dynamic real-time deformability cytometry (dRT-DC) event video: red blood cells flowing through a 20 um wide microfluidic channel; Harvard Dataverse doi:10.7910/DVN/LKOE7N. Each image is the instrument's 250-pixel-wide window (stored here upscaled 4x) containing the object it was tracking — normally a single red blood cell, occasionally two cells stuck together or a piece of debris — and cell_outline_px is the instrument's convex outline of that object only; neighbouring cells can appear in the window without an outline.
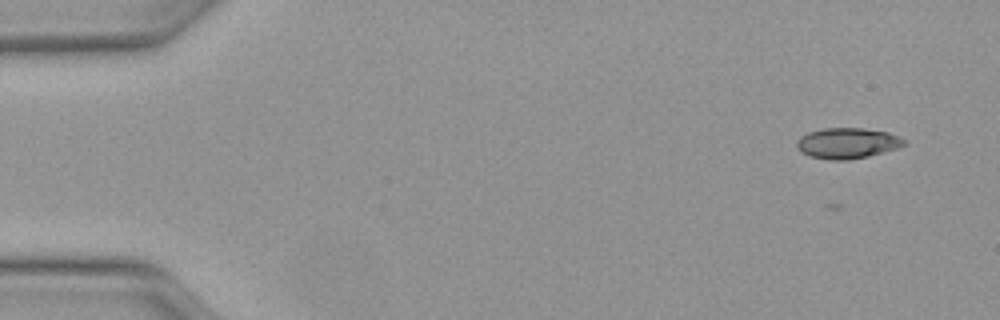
{"species": "Egyptian fruit bat (a non-hibernating species)", "species_latin": "Rousettus aegyptiacus", "temperature_condition": "warm", "stored_images_in_passage": 41, "camera_frame_rate_fps": 3000, "um_per_image_px": 0.085, "animal": {"sex": "female"}, "frame": {"image": 1, "passage_image": 3, "time_ms": 0.667, "image_size_px": [1000, 320], "cell_outline_px": [[904, 144], [896, 148], [868, 156], [848, 160], [828, 160], [808, 156], [800, 152], [796, 148], [796, 140], [800, 136], [808, 132], [824, 128], [864, 128], [888, 132], [904, 140]], "centroid_in_image_um": [71.93, 12.17], "position_along_channel_um": 13.1, "area_um2": 19.19}}
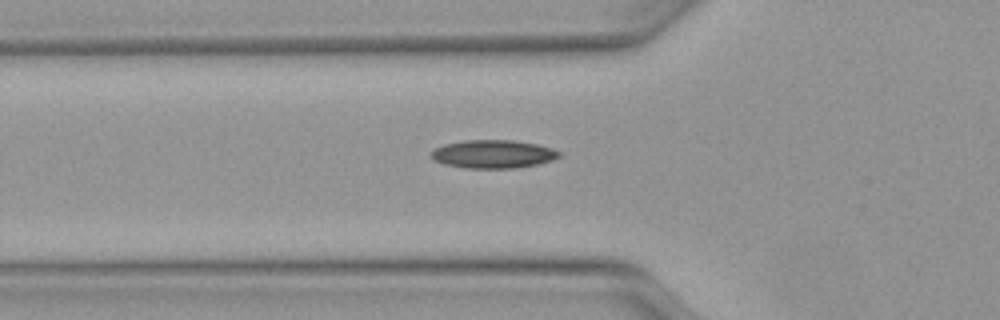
{"frame": {"image": 2, "passage_image": 17, "time_ms": 5.333, "image_size_px": [1000, 320], "cell_outline_px": [[560, 156], [552, 160], [536, 164], [516, 168], [464, 168], [444, 164], [436, 160], [432, 156], [432, 148], [444, 144], [464, 140], [512, 140], [536, 144], [552, 148], [560, 152]], "centroid_in_image_um": [41.9, 13.09], "position_along_channel_um": 83.9, "area_um2": 20.98}}
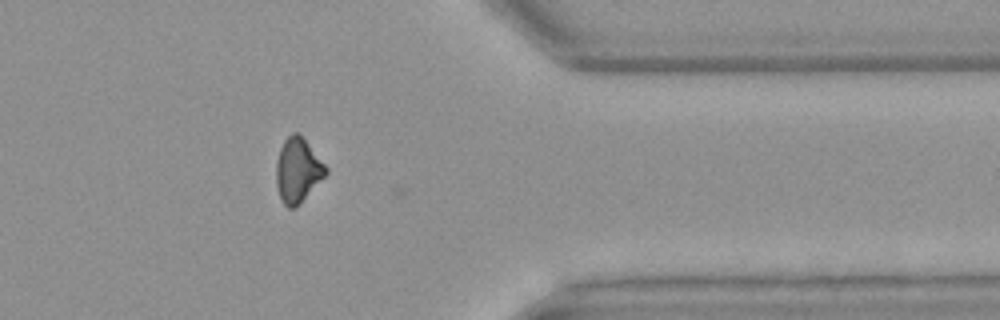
{"frame": {"image": 3, "passage_image": 40, "time_ms": 13.0, "image_size_px": [1000, 320], "cell_outline_px": [[328, 172], [300, 204], [296, 208], [288, 208], [280, 200], [276, 184], [276, 160], [280, 148], [284, 140], [292, 132], [300, 132], [328, 168]], "centroid_in_image_um": [25.3, 14.46], "position_along_channel_um": 386.1, "area_um2": 18.9}, "authors_computed_cell_mechanics": {"area_um2": 19.3052, "velocity_mm_per_s": 4.1407, "shape_relaxation_time_tau1_ms": null, "shape_relaxation_time_tau2_ms": 8.1114, "deformation_change_tau1": null, "deformation_change_tau2": 0.1448}}